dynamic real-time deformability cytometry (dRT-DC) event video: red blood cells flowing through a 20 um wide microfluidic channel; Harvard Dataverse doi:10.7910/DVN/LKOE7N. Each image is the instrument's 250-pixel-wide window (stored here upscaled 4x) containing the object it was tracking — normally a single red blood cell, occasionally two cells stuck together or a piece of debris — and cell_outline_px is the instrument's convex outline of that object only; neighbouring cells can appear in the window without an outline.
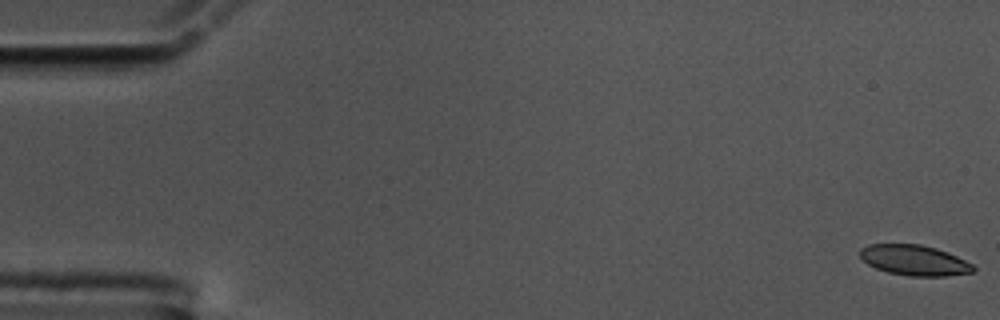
{"species": "common noctule bat (a hibernating species)", "species_latin": "Nyctalus noctula", "temperature_condition": "cold", "stored_images_in_passage": 57, "camera_frame_rate_fps": 3000, "um_per_image_px": 0.085, "animal": {"sex": "male", "body_mass_g": 17.5, "forearm_length_mm": 52.3}, "frame": {"image": 1, "passage_image": 1, "time_ms": 0.0, "image_size_px": [1000, 320], "cell_outline_px": [[976, 268], [972, 272], [948, 276], [908, 276], [888, 272], [876, 268], [868, 264], [860, 256], [860, 248], [868, 244], [920, 244], [936, 248], [948, 252], [972, 264]], "centroid_in_image_um": [77.72, 22.12], "position_along_channel_um": 7.3, "area_um2": 20.06}}
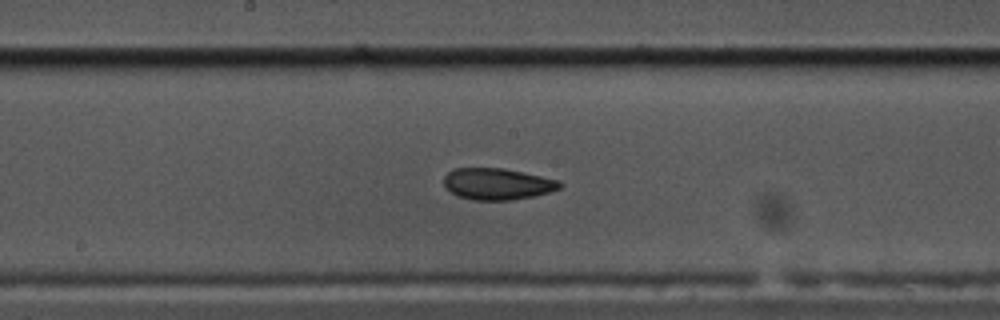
{"frame": {"image": 2, "passage_image": 30, "time_ms": 9.667, "image_size_px": [1000, 320], "cell_outline_px": [[564, 184], [560, 188], [536, 196], [512, 200], [472, 200], [456, 196], [444, 184], [444, 176], [448, 172], [456, 168], [504, 168], [560, 180]], "centroid_in_image_um": [42.3, 15.64], "position_along_channel_um": 205.9, "area_um2": 21.39}}
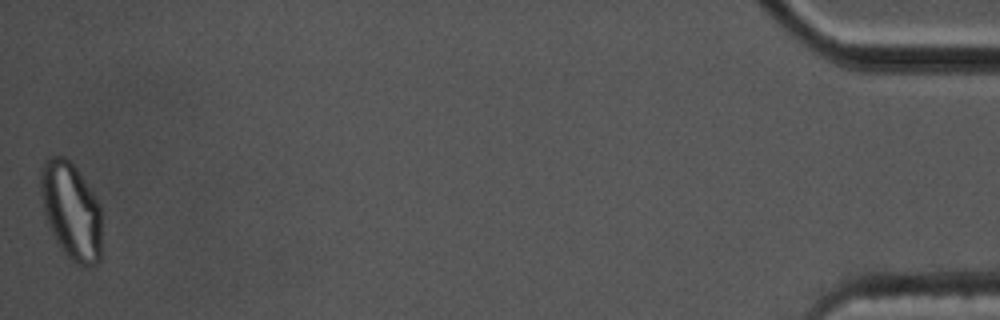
{"frame": {"image": 3, "passage_image": 57, "time_ms": 18.667, "image_size_px": [1000, 320], "cell_outline_px": [[100, 260], [92, 268], [84, 268], [68, 256], [60, 248], [48, 224], [44, 212], [40, 192], [40, 168], [44, 160], [48, 156], [64, 156], [76, 168], [100, 204]], "centroid_in_image_um": [6.03, 17.91], "position_along_channel_um": 429.2, "area_um2": 34.56}, "authors_computed_cell_mechanics": {"area_um2": 21.675, "velocity_mm_per_s": 3.53, "shape_relaxation_time_tau1_ms": 7.2474, "shape_relaxation_time_tau2_ms": 3.2951, "deformation_change_tau1": 0.153, "deformation_change_tau2": 0.0698}}